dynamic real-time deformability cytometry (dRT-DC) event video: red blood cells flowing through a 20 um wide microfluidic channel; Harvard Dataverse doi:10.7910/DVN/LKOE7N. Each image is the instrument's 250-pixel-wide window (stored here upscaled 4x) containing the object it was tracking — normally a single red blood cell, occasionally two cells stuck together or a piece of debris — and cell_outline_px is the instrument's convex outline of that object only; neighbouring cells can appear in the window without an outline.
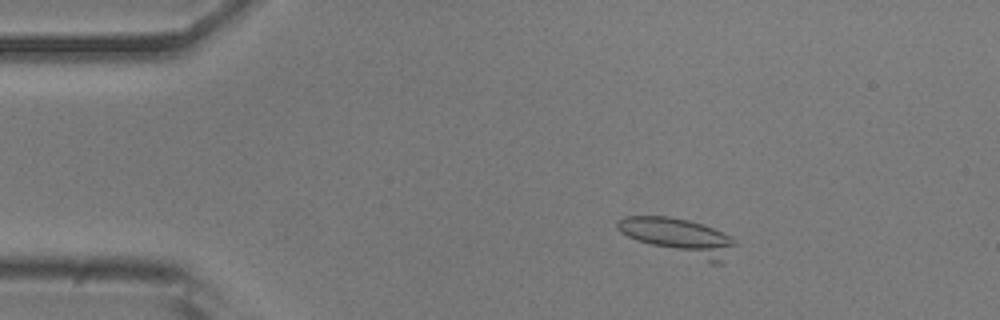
{"species": "common noctule bat (a hibernating species)", "species_latin": "Nyctalus noctula", "temperature_condition": "room temperature", "stored_images_in_passage": 16, "camera_frame_rate_fps": 3000, "um_per_image_px": 0.085, "animal": {"sex": "male", "body_mass_g": 20.5, "forearm_length_mm": 52.5}, "frame": {"image": 1, "passage_image": 9, "time_ms": 2.667, "image_size_px": [1000, 320], "cell_outline_px": [[736, 244], [724, 264], [712, 264], [636, 240], [620, 232], [616, 228], [616, 220], [624, 216], [668, 216], [688, 220], [712, 228], [736, 240]], "centroid_in_image_um": [57.72, 20.14], "position_along_channel_um": 27.3, "area_um2": 25.03}}